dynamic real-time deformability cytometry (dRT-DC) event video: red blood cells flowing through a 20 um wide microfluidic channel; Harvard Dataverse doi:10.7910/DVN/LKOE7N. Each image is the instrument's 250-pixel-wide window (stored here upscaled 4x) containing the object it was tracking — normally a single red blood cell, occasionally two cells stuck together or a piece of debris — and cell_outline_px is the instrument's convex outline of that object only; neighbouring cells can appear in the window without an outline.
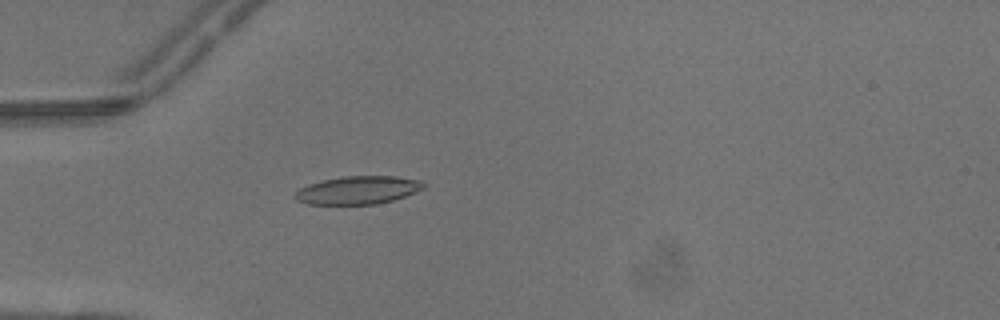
{"species": "common noctule bat (a hibernating species)", "species_latin": "Nyctalus noctula", "temperature_condition": "warm", "stored_images_in_passage": 5, "camera_frame_rate_fps": 3000, "um_per_image_px": 0.085, "animal": {"sex": "male", "body_mass_g": 13.3}, "frame": {"image": 1, "passage_image": 5, "time_ms": 1.333, "image_size_px": [1000, 320], "cell_outline_px": [[428, 184], [424, 188], [416, 192], [392, 200], [376, 204], [308, 204], [296, 200], [292, 196], [300, 188], [308, 184], [340, 176], [396, 176], [420, 180]], "centroid_in_image_um": [30.43, 16.15], "position_along_channel_um": 54.6, "area_um2": 21.1}}